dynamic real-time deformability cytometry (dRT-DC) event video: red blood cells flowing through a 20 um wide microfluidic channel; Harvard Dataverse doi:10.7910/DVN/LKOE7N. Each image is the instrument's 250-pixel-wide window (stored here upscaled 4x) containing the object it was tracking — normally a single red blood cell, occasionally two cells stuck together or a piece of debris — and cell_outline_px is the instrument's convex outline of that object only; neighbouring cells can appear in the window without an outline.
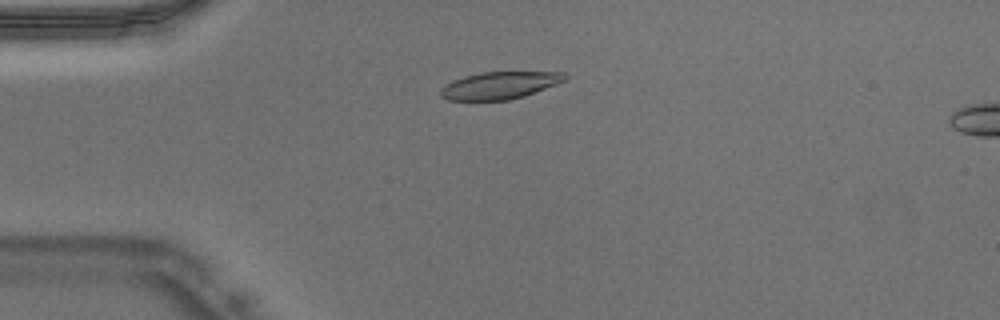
{"species": "Egyptian fruit bat (a non-hibernating species)", "species_latin": "Rousettus aegyptiacus", "temperature_condition": "warm", "stored_images_in_passage": 36, "camera_frame_rate_fps": 3000, "um_per_image_px": 0.085, "animal": {"sex": "male"}, "frame": {"image": 1, "passage_image": 1, "time_ms": 0.0, "image_size_px": [1000, 320], "cell_outline_px": [[568, 80], [524, 96], [508, 100], [448, 100], [440, 96], [440, 88], [452, 80], [464, 76], [480, 72], [564, 72], [568, 76]], "centroid_in_image_um": [42.47, 7.25], "position_along_channel_um": 42.5, "area_um2": 19.88}}
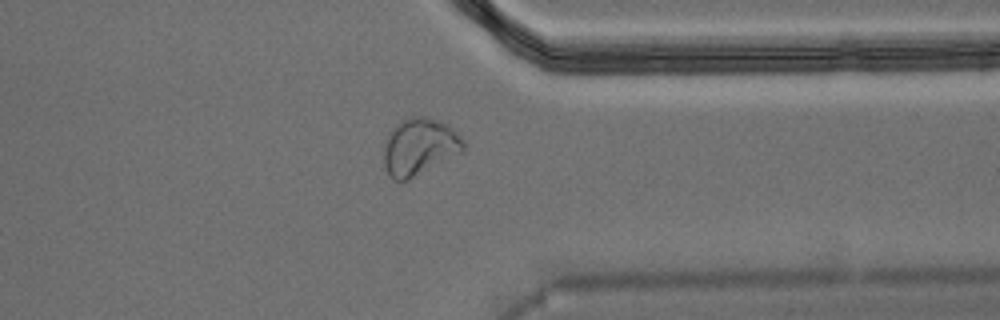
{"frame": {"image": 2, "passage_image": 26, "time_ms": 8.333, "image_size_px": [1000, 320], "cell_outline_px": [[464, 152], [408, 180], [392, 180], [388, 176], [384, 168], [384, 144], [392, 128], [400, 120], [408, 116], [424, 116], [440, 120], [448, 124], [464, 140]], "centroid_in_image_um": [35.65, 12.47], "position_along_channel_um": 375.7, "area_um2": 26.88}}